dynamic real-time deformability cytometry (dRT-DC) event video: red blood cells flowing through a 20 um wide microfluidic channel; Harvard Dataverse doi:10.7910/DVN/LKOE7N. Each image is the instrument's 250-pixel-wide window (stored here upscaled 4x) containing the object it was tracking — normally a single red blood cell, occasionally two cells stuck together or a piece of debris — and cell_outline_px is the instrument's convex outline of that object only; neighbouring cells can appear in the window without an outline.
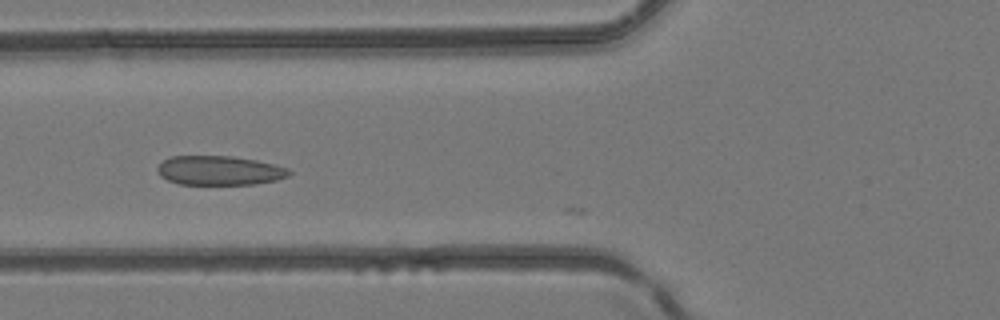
{"species": "common noctule bat (a hibernating species)", "species_latin": "Nyctalus noctula", "temperature_condition": "room temperature", "stored_images_in_passage": 12, "camera_frame_rate_fps": 3000, "um_per_image_px": 0.085, "animal": {"sex": "female", "body_mass_g": 24.6, "forearm_length_mm": 56.2}, "frame": {"image": 1, "passage_image": 3, "time_ms": 0.667, "image_size_px": [1000, 320], "cell_outline_px": [[292, 172], [288, 176], [276, 180], [256, 184], [180, 184], [168, 180], [160, 176], [156, 172], [156, 168], [164, 160], [172, 156], [232, 156], [256, 160], [288, 168]], "centroid_in_image_um": [18.64, 14.49], "position_along_channel_um": 107.2, "area_um2": 22.43}}
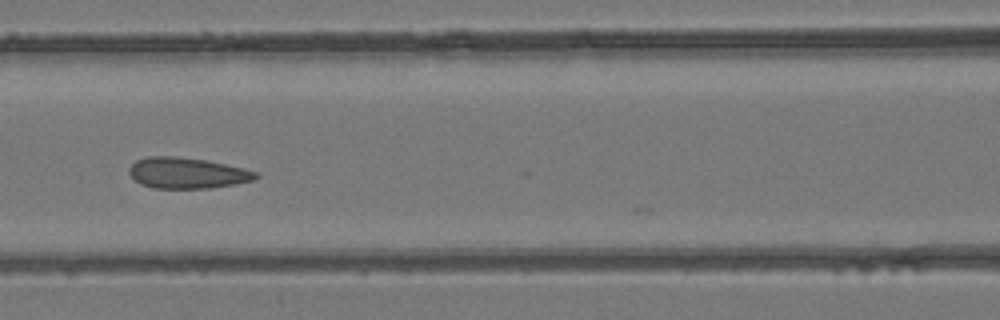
{"frame": {"image": 2, "passage_image": 6, "time_ms": 1.667, "image_size_px": [1000, 320], "cell_outline_px": [[260, 176], [252, 180], [236, 184], [212, 188], [152, 188], [140, 184], [128, 172], [128, 168], [136, 160], [148, 156], [176, 156], [204, 160], [244, 168], [256, 172]], "centroid_in_image_um": [15.89, 14.71], "position_along_channel_um": 150.7, "area_um2": 22.77}}
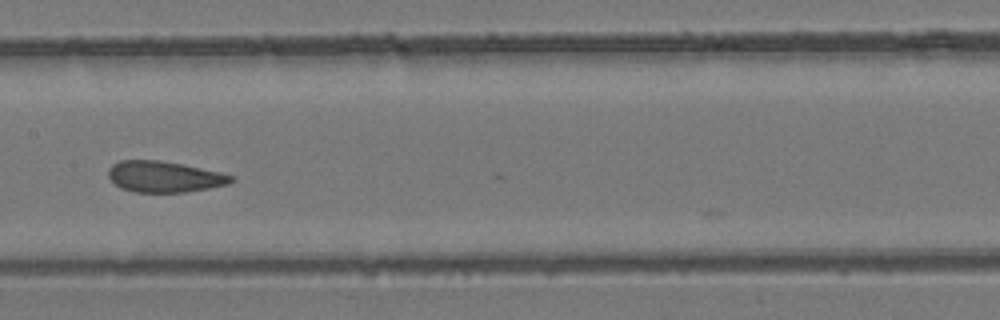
{"frame": {"image": 3, "passage_image": 9, "time_ms": 2.667, "image_size_px": [1000, 320], "cell_outline_px": [[236, 180], [228, 184], [208, 188], [184, 192], [136, 192], [120, 188], [108, 176], [108, 168], [112, 164], [120, 160], [160, 160], [220, 172], [236, 176]], "centroid_in_image_um": [13.97, 15.02], "position_along_channel_um": 193.4, "area_um2": 22.2}}